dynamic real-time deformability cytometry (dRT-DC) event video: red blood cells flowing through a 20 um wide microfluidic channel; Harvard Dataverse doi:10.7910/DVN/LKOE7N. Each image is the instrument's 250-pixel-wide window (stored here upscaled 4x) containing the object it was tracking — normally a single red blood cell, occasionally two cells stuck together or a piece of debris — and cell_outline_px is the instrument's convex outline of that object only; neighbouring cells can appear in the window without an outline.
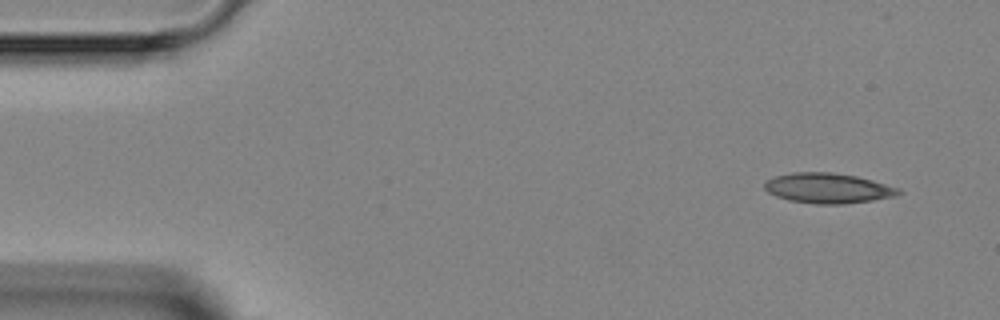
{"species": "Egyptian fruit bat (a non-hibernating species)", "species_latin": "Rousettus aegyptiacus", "temperature_condition": "room temperature", "stored_images_in_passage": 3, "camera_frame_rate_fps": 3000, "um_per_image_px": 0.085, "animal": {"sex": "female"}, "frame": {"image": 1, "passage_image": 1, "time_ms": 0.0, "image_size_px": [1000, 320], "cell_outline_px": [[904, 192], [896, 196], [872, 200], [844, 204], [816, 204], [788, 200], [776, 196], [768, 192], [764, 188], [764, 184], [768, 180], [776, 176], [792, 172], [832, 172], [856, 176], [872, 180], [900, 188]], "centroid_in_image_um": [70.4, 15.99], "position_along_channel_um": 14.6, "area_um2": 23.58}}